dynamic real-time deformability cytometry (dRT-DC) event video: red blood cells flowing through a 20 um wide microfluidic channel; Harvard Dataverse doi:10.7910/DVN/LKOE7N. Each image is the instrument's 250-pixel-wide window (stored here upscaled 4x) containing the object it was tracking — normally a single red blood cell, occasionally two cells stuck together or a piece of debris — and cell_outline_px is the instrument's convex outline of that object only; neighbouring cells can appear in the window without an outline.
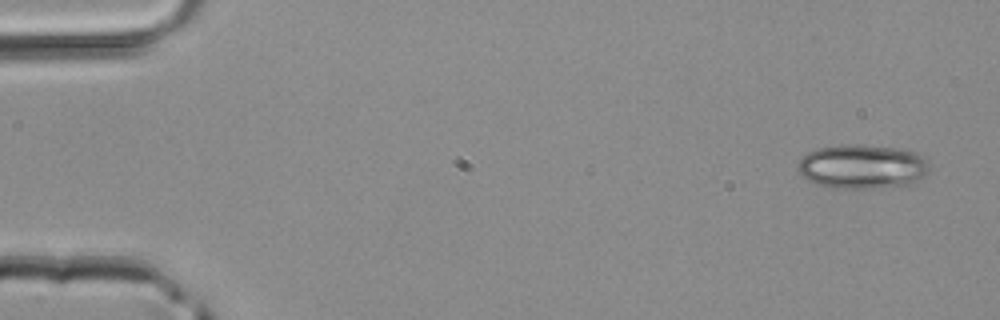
{"species": "common noctule bat (a hibernating species)", "species_latin": "Nyctalus noctula", "temperature_condition": "room temperature", "stored_images_in_passage": 4, "camera_frame_rate_fps": 3000, "um_per_image_px": 0.085, "animal": {"sex": "male", "body_mass_g": 20.4}, "frame": {"image": 1, "passage_image": 1, "time_ms": 0.0, "image_size_px": [1000, 320], "cell_outline_px": [[928, 172], [920, 180], [908, 184], [872, 188], [824, 188], [808, 180], [796, 168], [800, 160], [808, 152], [816, 148], [840, 144], [856, 144], [896, 148], [916, 152], [924, 156], [928, 160]], "centroid_in_image_um": [73.28, 14.15], "position_along_channel_um": 11.7, "area_um2": 34.16}}
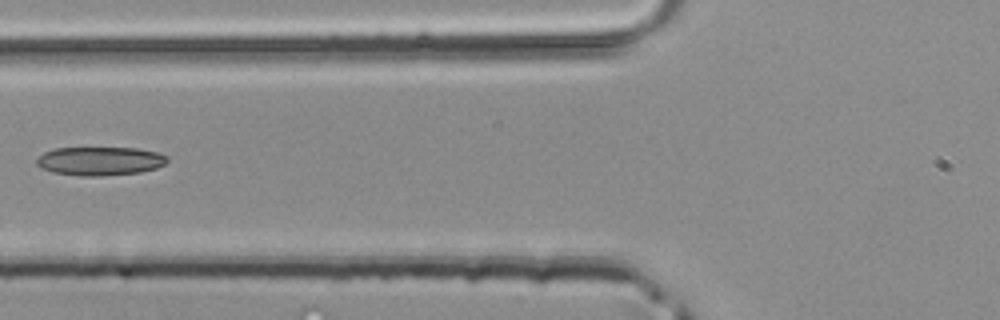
{"frame": {"image": 2, "passage_image": 4, "time_ms": 1.0, "image_size_px": [1000, 320], "cell_outline_px": [[168, 160], [164, 164], [156, 168], [140, 172], [100, 176], [80, 176], [52, 172], [40, 168], [36, 164], [36, 160], [44, 152], [56, 148], [136, 148], [156, 152], [168, 156]], "centroid_in_image_um": [8.48, 13.69], "position_along_channel_um": 117.3, "area_um2": 21.79}}